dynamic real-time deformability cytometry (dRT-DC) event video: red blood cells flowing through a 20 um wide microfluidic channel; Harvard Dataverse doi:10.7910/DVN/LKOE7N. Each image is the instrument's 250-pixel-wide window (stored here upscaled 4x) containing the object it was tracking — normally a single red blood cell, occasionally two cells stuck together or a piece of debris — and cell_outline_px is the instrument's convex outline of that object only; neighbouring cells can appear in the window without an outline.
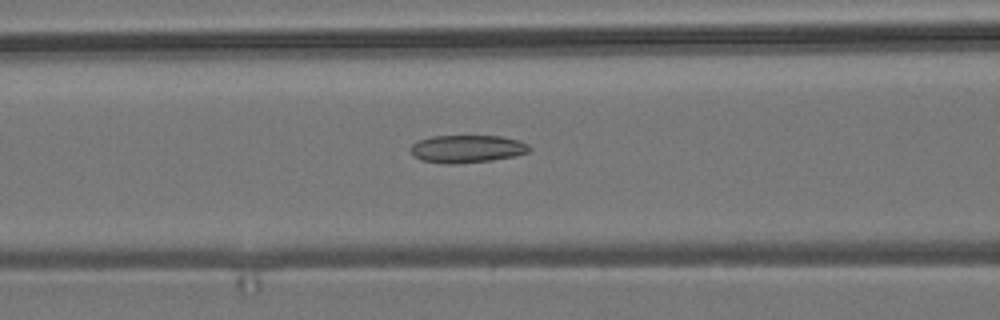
{"species": "common noctule bat (a hibernating species)", "species_latin": "Nyctalus noctula", "temperature_condition": "room temperature", "stored_images_in_passage": 5, "camera_frame_rate_fps": 3000, "um_per_image_px": 0.085, "animal": {"sex": "male", "body_mass_g": 19.2, "forearm_length_mm": 51.8}, "frame": {"image": 1, "passage_image": 5, "time_ms": 1.333, "image_size_px": [1000, 320], "cell_outline_px": [[532, 148], [528, 152], [516, 156], [492, 160], [456, 164], [444, 164], [420, 160], [412, 156], [408, 148], [416, 140], [432, 136], [500, 136], [520, 140], [528, 144]], "centroid_in_image_um": [39.66, 12.65], "position_along_channel_um": 126.9, "area_um2": 19.59}}